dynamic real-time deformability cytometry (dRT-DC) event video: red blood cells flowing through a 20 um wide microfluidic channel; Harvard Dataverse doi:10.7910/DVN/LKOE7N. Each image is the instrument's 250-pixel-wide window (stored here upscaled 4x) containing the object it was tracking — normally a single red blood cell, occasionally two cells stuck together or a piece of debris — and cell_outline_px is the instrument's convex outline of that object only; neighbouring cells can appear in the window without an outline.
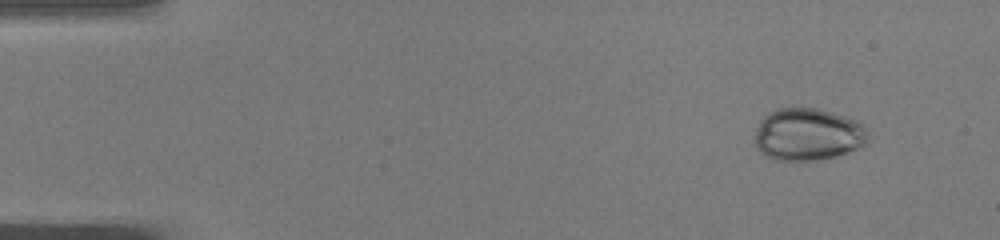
{"species": "common noctule bat (a hibernating species)", "species_latin": "Nyctalus noctula", "temperature_condition": "warm", "stored_images_in_passage": 46, "camera_frame_rate_fps": 3000, "um_per_image_px": 0.085, "animal": {"sex": "male", "body_mass_g": 19.0, "forearm_length_mm": 50.8}, "frame": {"image": 1, "passage_image": 1, "time_ms": 0.0, "image_size_px": [1000, 240], "cell_outline_px": [[868, 144], [864, 148], [836, 156], [816, 160], [776, 160], [760, 152], [756, 144], [756, 132], [760, 120], [768, 112], [776, 108], [816, 108], [832, 112], [860, 120], [868, 132]], "centroid_in_image_um": [68.75, 11.42], "position_along_channel_um": 16.3, "area_um2": 34.97}}
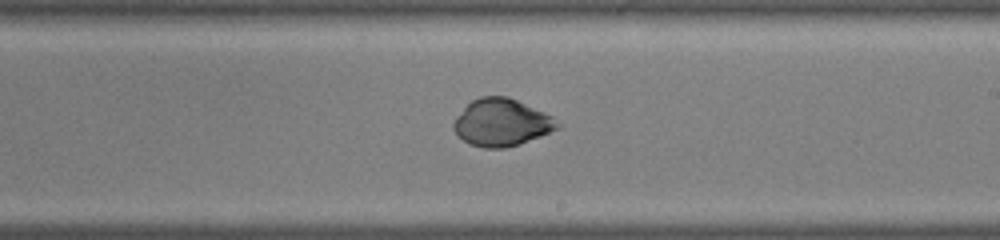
{"frame": {"image": 2, "passage_image": 26, "time_ms": 8.333, "image_size_px": [1000, 240], "cell_outline_px": [[560, 128], [520, 144], [504, 148], [484, 148], [472, 144], [464, 140], [452, 128], [452, 124], [456, 116], [472, 100], [480, 96], [508, 96], [544, 112], [552, 116], [560, 124]], "centroid_in_image_um": [42.64, 10.41], "position_along_channel_um": 246.4, "area_um2": 28.44}}
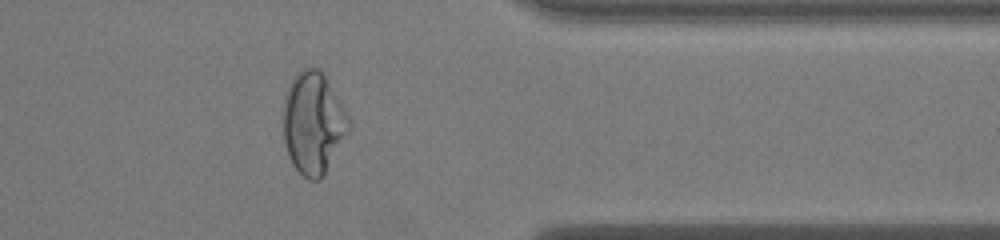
{"frame": {"image": 3, "passage_image": 37, "time_ms": 12.0, "image_size_px": [1000, 240], "cell_outline_px": [[348, 132], [324, 176], [320, 180], [308, 180], [292, 164], [288, 156], [284, 140], [284, 100], [288, 88], [292, 80], [300, 68], [320, 68], [348, 116]], "centroid_in_image_um": [26.61, 10.48], "position_along_channel_um": 384.8, "area_um2": 38.38}}